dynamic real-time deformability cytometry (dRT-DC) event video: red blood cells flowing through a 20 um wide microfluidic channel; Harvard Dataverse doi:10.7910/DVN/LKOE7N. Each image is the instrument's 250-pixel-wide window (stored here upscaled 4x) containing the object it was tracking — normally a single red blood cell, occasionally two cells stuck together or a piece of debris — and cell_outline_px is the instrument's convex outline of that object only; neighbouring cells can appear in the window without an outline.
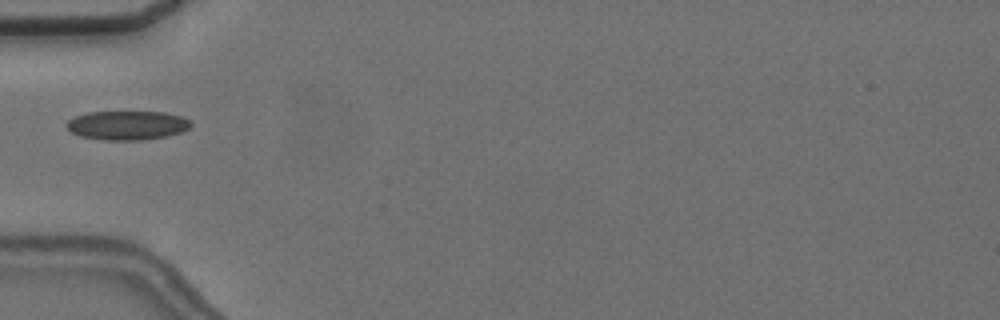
{"species": "common noctule bat (a hibernating species)", "species_latin": "Nyctalus noctula", "temperature_condition": "cold", "stored_images_in_passage": 25, "camera_frame_rate_fps": 3000, "um_per_image_px": 0.085, "animal": {"sex": "female", "body_mass_g": 24.6, "forearm_length_mm": 56.2}, "frame": {"image": 1, "passage_image": 1, "time_ms": 0.0, "image_size_px": [1000, 320], "cell_outline_px": [[192, 124], [188, 128], [180, 132], [164, 136], [140, 140], [104, 140], [80, 136], [72, 132], [64, 124], [68, 120], [76, 116], [88, 112], [164, 112], [184, 116], [192, 120]], "centroid_in_image_um": [10.82, 10.64], "position_along_channel_um": 74.2, "area_um2": 21.04}, "authors_computed_cell_mechanics": {"area_um2": 19.5942, "velocity_mm_per_s": 3.6303, "shape_relaxation_time_tau1_ms": null, "shape_relaxation_time_tau2_ms": 1.6131, "deformation_change_tau1": null, "deformation_change_tau2": 0.0593}}